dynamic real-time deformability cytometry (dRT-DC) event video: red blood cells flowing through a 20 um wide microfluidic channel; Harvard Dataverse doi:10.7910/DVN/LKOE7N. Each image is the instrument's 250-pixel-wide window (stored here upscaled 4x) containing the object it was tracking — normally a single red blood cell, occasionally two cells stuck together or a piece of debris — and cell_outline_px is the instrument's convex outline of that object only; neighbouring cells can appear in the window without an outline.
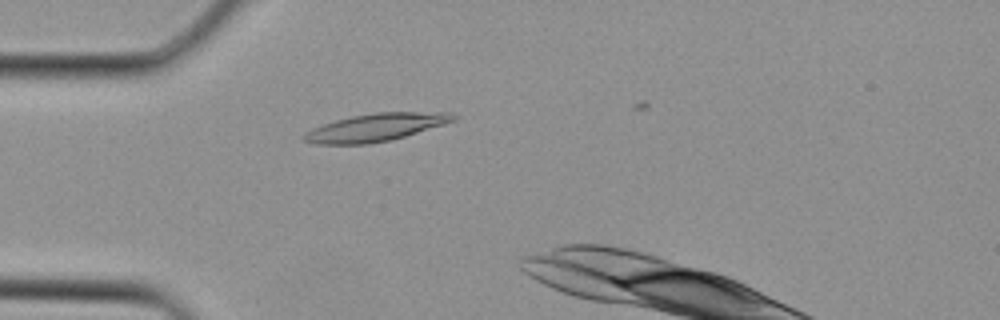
{"species": "Egyptian fruit bat (a non-hibernating species)", "species_latin": "Rousettus aegyptiacus", "temperature_condition": "cold", "stored_images_in_passage": 2, "camera_frame_rate_fps": 3000, "um_per_image_px": 0.085, "animal": {"sex": "female"}, "frame": {"image": 1, "passage_image": 1, "time_ms": 0.0, "image_size_px": [1000, 320], "cell_outline_px": [[460, 116], [456, 120], [444, 124], [392, 140], [368, 144], [316, 144], [304, 140], [300, 136], [304, 132], [312, 128], [336, 120], [352, 116], [376, 112], [452, 112]], "centroid_in_image_um": [31.96, 10.82], "position_along_channel_um": 53.0, "area_um2": 24.22}}